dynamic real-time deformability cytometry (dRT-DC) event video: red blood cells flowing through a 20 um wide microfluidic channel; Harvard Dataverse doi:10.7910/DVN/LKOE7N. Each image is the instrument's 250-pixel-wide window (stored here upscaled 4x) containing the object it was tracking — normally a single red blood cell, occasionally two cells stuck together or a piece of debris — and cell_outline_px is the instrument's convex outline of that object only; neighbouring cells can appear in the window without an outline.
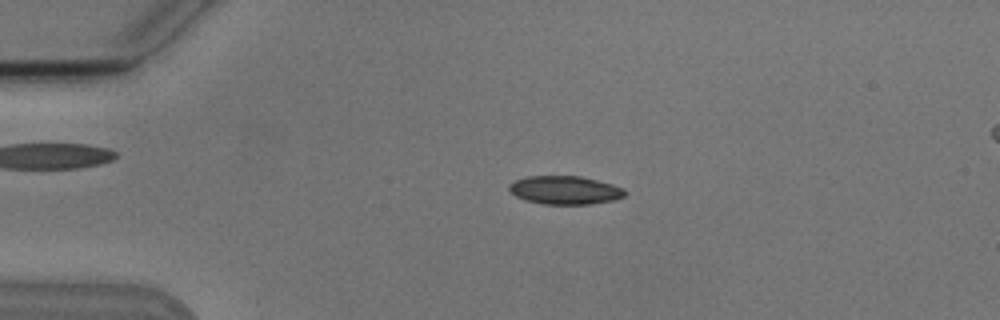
{"species": "Egyptian fruit bat (a non-hibernating species)", "species_latin": "Rousettus aegyptiacus", "temperature_condition": "cold", "stored_images_in_passage": 5, "segment_of_instrument_passage": [1, 2], "camera_frame_rate_fps": 3000, "um_per_image_px": 0.085, "animal": {"sex": "male"}, "frame": {"image": 1, "passage_image": 3, "time_ms": 2.333, "image_size_px": [1000, 320], "cell_outline_px": [[624, 196], [612, 200], [588, 204], [544, 204], [524, 200], [516, 196], [508, 188], [508, 184], [516, 180], [528, 176], [580, 176], [612, 184], [624, 188]], "centroid_in_image_um": [47.99, 16.16], "position_along_channel_um": 37.0, "area_um2": 18.96}}